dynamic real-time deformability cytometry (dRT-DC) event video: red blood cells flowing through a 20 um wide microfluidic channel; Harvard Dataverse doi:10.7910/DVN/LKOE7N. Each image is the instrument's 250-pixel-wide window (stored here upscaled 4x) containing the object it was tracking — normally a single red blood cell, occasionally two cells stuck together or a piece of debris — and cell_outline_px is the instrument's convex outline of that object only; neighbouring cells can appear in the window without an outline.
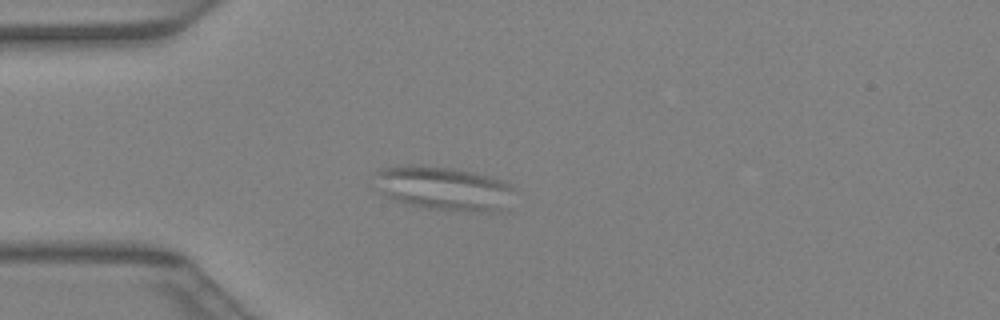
{"species": "Egyptian fruit bat (a non-hibernating species)", "species_latin": "Rousettus aegyptiacus", "temperature_condition": "warm", "stored_images_in_passage": 46, "camera_frame_rate_fps": 3000, "um_per_image_px": 0.085, "animal": {"sex": "female"}, "frame": {"image": 1, "passage_image": 13, "time_ms": 4.0, "image_size_px": [1000, 320], "cell_outline_px": [[516, 188], [508, 212], [468, 212], [428, 208], [408, 204], [392, 200], [384, 196], [380, 192], [368, 176], [372, 172], [380, 168], [400, 164], [420, 164], [456, 168], [504, 180], [512, 184]], "centroid_in_image_um": [37.7, 16.0], "position_along_channel_um": 47.3, "area_um2": 37.69}}
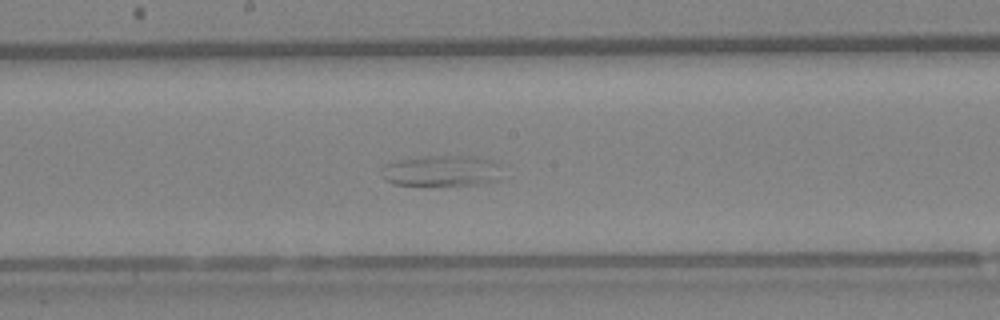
{"frame": {"image": 2, "passage_image": 25, "time_ms": 8.0, "image_size_px": [1000, 320], "cell_outline_px": [[500, 180], [480, 184], [436, 188], [392, 184], [384, 180], [380, 176], [384, 164], [400, 160], [424, 156], [480, 156], [492, 160], [500, 164]], "centroid_in_image_um": [37.53, 14.57], "position_along_channel_um": 210.7, "area_um2": 23.0}}
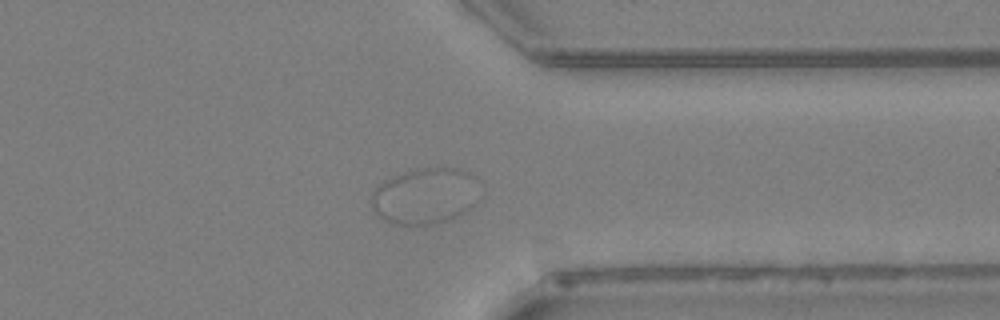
{"frame": {"image": 3, "passage_image": 36, "time_ms": 11.667, "image_size_px": [1000, 320], "cell_outline_px": [[480, 200], [476, 204], [460, 216], [436, 224], [396, 224], [384, 220], [372, 208], [368, 200], [372, 192], [384, 180], [392, 176], [416, 168], [460, 168], [476, 176]], "centroid_in_image_um": [36.16, 16.65], "position_along_channel_um": 375.2, "area_um2": 36.07}}